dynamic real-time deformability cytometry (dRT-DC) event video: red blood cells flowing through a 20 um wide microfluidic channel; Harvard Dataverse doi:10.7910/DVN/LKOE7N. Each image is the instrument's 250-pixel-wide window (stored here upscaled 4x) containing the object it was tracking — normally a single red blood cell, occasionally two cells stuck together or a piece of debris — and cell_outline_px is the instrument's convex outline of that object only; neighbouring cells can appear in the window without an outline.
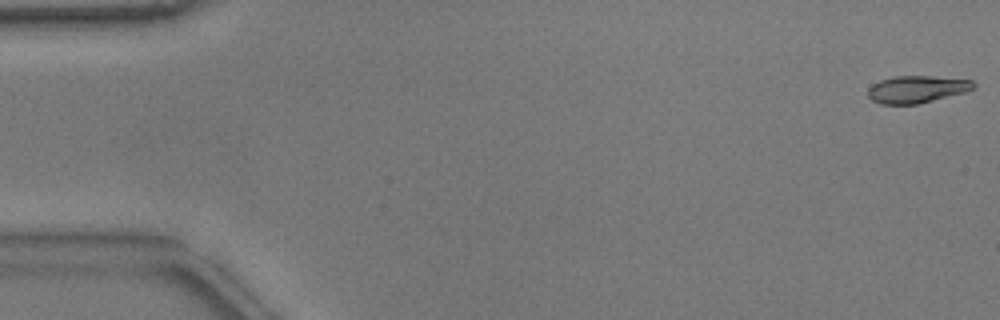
{"species": "common noctule bat (a hibernating species)", "species_latin": "Nyctalus noctula", "temperature_condition": "warm", "stored_images_in_passage": 12, "camera_frame_rate_fps": 3000, "um_per_image_px": 0.085, "animal": {"sex": "male", "body_mass_g": 17.9}, "frame": {"image": 1, "passage_image": 1, "time_ms": 0.0, "image_size_px": [1000, 320], "cell_outline_px": [[976, 84], [968, 92], [916, 104], [880, 104], [872, 100], [868, 96], [868, 88], [872, 84], [880, 80], [892, 76], [932, 76], [972, 80]], "centroid_in_image_um": [77.92, 7.58], "position_along_channel_um": 7.1, "area_um2": 16.82}}
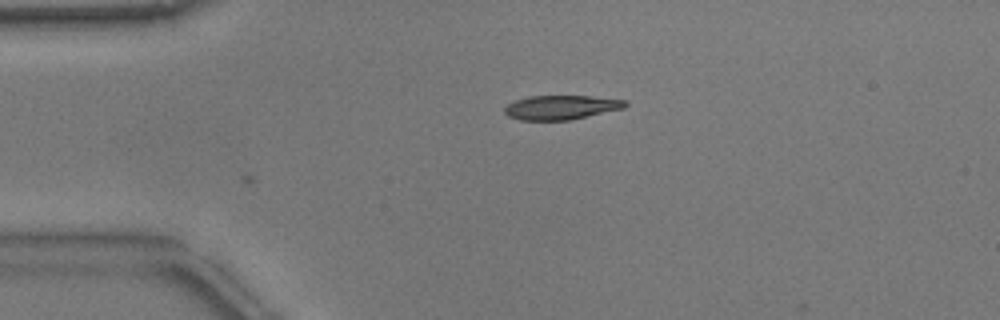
{"frame": {"image": 2, "passage_image": 12, "time_ms": 3.667, "image_size_px": [1000, 320], "cell_outline_px": [[628, 104], [624, 108], [572, 120], [520, 120], [508, 116], [504, 112], [504, 108], [508, 104], [516, 100], [528, 96], [592, 96], [628, 100]], "centroid_in_image_um": [47.72, 9.13], "position_along_channel_um": 37.3, "area_um2": 17.17}}